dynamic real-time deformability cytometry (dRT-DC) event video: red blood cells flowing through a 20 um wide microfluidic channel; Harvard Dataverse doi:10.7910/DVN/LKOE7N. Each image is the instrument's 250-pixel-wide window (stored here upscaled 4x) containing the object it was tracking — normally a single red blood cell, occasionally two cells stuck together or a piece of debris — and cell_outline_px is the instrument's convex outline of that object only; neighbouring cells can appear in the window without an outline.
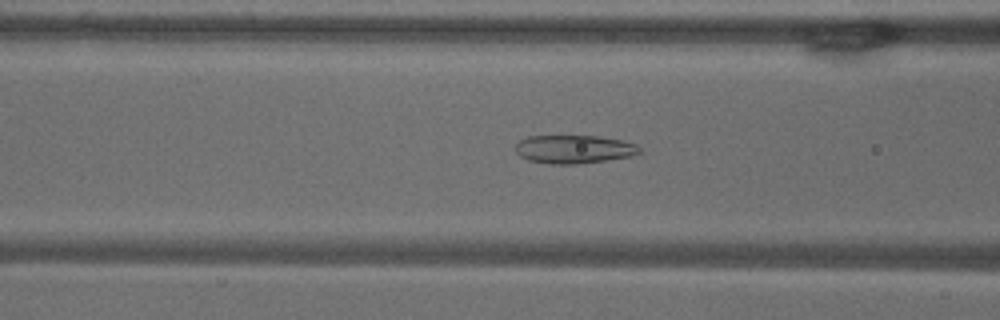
{"species": "common noctule bat (a hibernating species)", "species_latin": "Nyctalus noctula", "temperature_condition": "warm", "stored_images_in_passage": 49, "camera_frame_rate_fps": 3000, "um_per_image_px": 0.085, "animal": {"sex": "male", "body_mass_g": 18.8}, "frame": {"image": 1, "passage_image": 21, "time_ms": 6.667, "image_size_px": [1000, 320], "cell_outline_px": [[640, 152], [632, 156], [576, 164], [552, 164], [528, 160], [520, 156], [516, 152], [516, 144], [520, 140], [528, 136], [600, 136], [624, 140], [636, 144], [640, 148]], "centroid_in_image_um": [48.79, 12.67], "position_along_channel_um": 117.8, "area_um2": 20.46}}
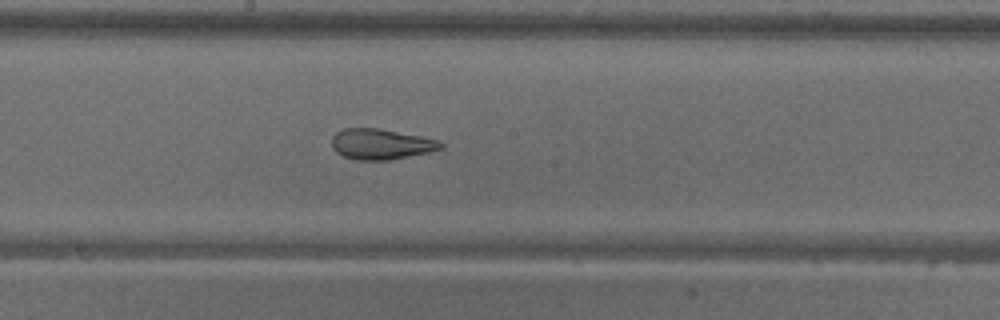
{"frame": {"image": 2, "passage_image": 29, "time_ms": 9.333, "image_size_px": [1000, 320], "cell_outline_px": [[444, 148], [428, 152], [388, 160], [356, 160], [344, 156], [336, 152], [332, 148], [332, 136], [336, 132], [344, 128], [376, 128], [424, 136], [440, 140], [444, 144]], "centroid_in_image_um": [32.4, 12.24], "position_along_channel_um": 215.8, "area_um2": 19.54}}
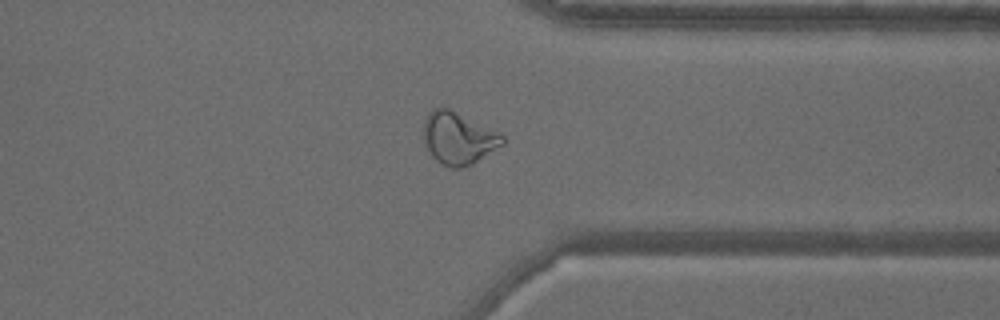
{"frame": {"image": 3, "passage_image": 42, "time_ms": 13.667, "image_size_px": [1000, 320], "cell_outline_px": [[504, 144], [472, 164], [460, 168], [452, 168], [436, 160], [432, 156], [424, 140], [424, 120], [428, 112], [432, 108], [448, 108], [500, 132], [504, 136]], "centroid_in_image_um": [38.97, 11.74], "position_along_channel_um": 372.4, "area_um2": 23.81}, "authors_computed_cell_mechanics": {"area_um2": 23.8136, "velocity_mm_per_s": 3.6693, "shape_relaxation_time_tau1_ms": null, "shape_relaxation_time_tau2_ms": 1.2958, "deformation_change_tau1": null, "deformation_change_tau2": 0.0933}}